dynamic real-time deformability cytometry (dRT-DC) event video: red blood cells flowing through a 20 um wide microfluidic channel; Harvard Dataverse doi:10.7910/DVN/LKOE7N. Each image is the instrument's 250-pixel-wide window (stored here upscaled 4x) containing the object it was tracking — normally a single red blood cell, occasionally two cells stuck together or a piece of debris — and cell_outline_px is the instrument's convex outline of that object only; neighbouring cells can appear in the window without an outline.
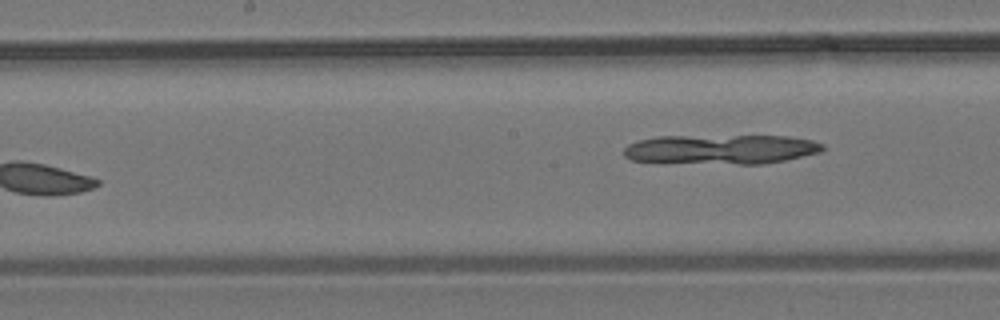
{"species": "common noctule bat (a hibernating species)", "species_latin": "Nyctalus noctula", "temperature_condition": "room temperature", "stored_images_in_passage": 6, "camera_frame_rate_fps": 3000, "um_per_image_px": 0.085, "animal": {"sex": "male", "body_mass_g": 19.2, "forearm_length_mm": 51.8}, "frame": {"image": 1, "passage_image": 6, "time_ms": 1.667, "image_size_px": [1000, 320], "cell_outline_px": [[824, 148], [820, 152], [784, 160], [764, 164], [740, 164], [632, 160], [624, 156], [624, 148], [628, 144], [640, 140], [656, 136], [788, 136], [812, 140], [824, 144]], "centroid_in_image_um": [61.32, 12.68], "position_along_channel_um": 186.9, "area_um2": 33.87}}